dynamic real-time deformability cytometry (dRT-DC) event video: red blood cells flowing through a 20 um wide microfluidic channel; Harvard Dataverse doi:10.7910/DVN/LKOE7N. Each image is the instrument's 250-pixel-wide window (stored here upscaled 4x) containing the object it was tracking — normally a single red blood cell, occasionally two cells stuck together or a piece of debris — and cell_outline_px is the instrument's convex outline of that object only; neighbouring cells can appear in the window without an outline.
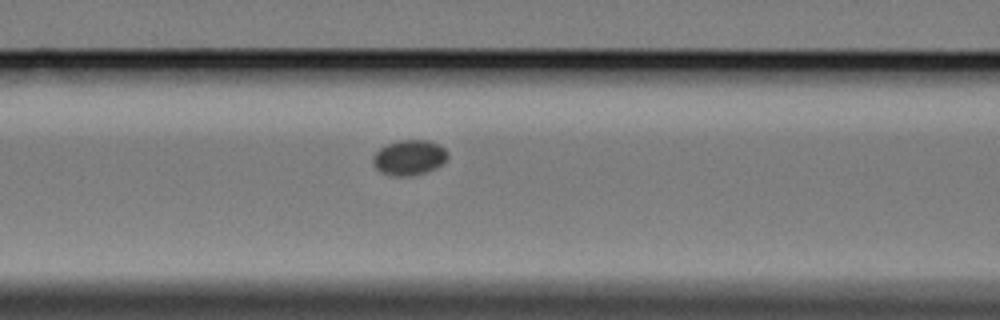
{"species": "Egyptian fruit bat (a non-hibernating species)", "species_latin": "Rousettus aegyptiacus", "temperature_condition": "cold", "stored_images_in_passage": 6, "camera_frame_rate_fps": 3000, "um_per_image_px": 0.085, "animal": {"sex": "female"}, "frame": {"image": 1, "passage_image": 6, "time_ms": 6.0, "image_size_px": [1000, 320], "cell_outline_px": [[448, 160], [444, 164], [436, 168], [412, 176], [388, 176], [380, 172], [372, 164], [372, 156], [380, 148], [388, 144], [400, 140], [428, 140], [440, 144], [448, 152]], "centroid_in_image_um": [34.8, 13.4], "position_along_channel_um": 131.8, "area_um2": 15.66}}